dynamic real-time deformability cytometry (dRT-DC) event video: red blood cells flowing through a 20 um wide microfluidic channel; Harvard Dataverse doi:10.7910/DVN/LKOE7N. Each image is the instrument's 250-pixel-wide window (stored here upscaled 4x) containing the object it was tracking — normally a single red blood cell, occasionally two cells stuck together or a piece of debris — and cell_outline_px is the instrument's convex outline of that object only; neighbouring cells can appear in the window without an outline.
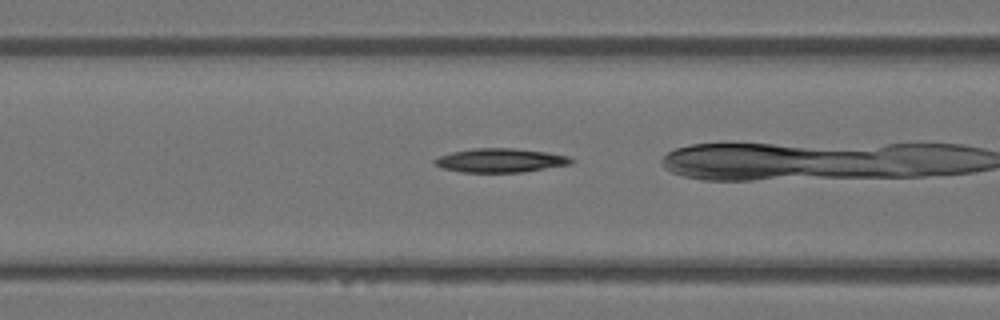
{"species": "Egyptian fruit bat (a non-hibernating species)", "species_latin": "Rousettus aegyptiacus", "temperature_condition": "warm", "stored_images_in_passage": 45, "camera_frame_rate_fps": 3000, "um_per_image_px": 0.085, "animal": {"sex": "female"}, "frame": {"image": 1, "passage_image": 15, "time_ms": 4.667, "image_size_px": [1000, 320], "cell_outline_px": [[576, 160], [572, 164], [520, 172], [464, 172], [444, 168], [432, 164], [432, 160], [440, 156], [452, 152], [472, 148], [516, 148], [548, 152], [568, 156]], "centroid_in_image_um": [42.55, 13.62], "position_along_channel_um": 124.1, "area_um2": 19.07}}
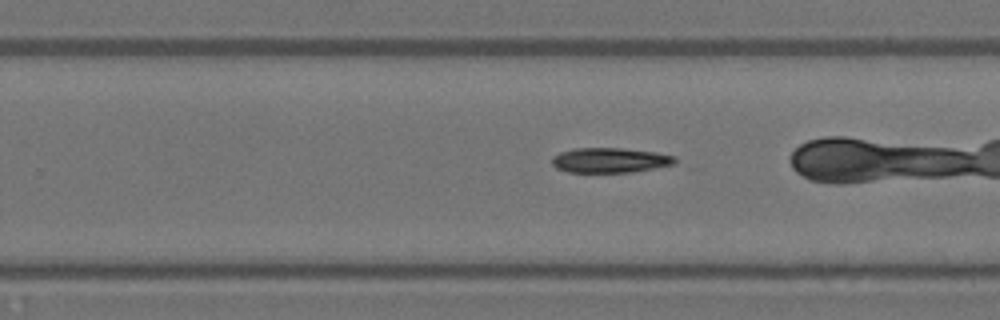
{"frame": {"image": 2, "passage_image": 26, "time_ms": 8.333, "image_size_px": [1000, 320], "cell_outline_px": [[676, 164], [632, 172], [568, 172], [556, 168], [552, 164], [552, 156], [560, 152], [572, 148], [620, 148], [656, 152], [676, 156]], "centroid_in_image_um": [51.84, 13.61], "position_along_channel_um": 278.0, "area_um2": 17.98}}
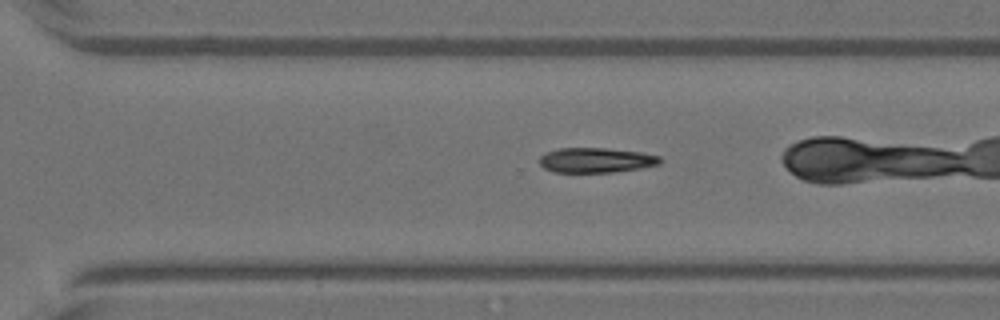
{"frame": {"image": 3, "passage_image": 29, "time_ms": 9.333, "image_size_px": [1000, 320], "cell_outline_px": [[664, 160], [660, 164], [640, 168], [612, 172], [552, 172], [544, 168], [540, 164], [540, 156], [544, 152], [556, 148], [608, 148], [640, 152], [660, 156]], "centroid_in_image_um": [50.65, 13.61], "position_along_channel_um": 319.9, "area_um2": 17.69}}